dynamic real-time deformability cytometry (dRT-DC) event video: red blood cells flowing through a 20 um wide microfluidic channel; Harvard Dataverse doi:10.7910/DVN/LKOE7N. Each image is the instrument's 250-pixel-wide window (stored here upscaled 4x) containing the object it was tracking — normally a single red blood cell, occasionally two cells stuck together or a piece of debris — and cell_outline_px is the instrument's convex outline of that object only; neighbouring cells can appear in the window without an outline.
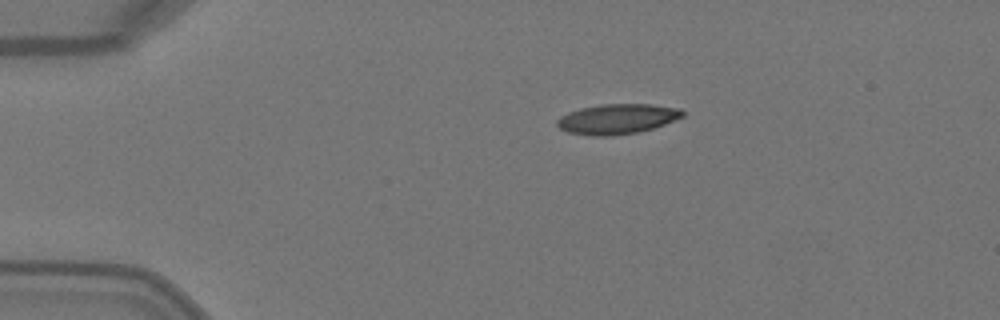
{"species": "Egyptian fruit bat (a non-hibernating species)", "species_latin": "Rousettus aegyptiacus", "temperature_condition": "warm", "stored_images_in_passage": 4, "camera_frame_rate_fps": 3000, "um_per_image_px": 0.085, "animal": {"sex": "female"}, "frame": {"image": 1, "passage_image": 1, "time_ms": 0.0, "image_size_px": [1000, 320], "cell_outline_px": [[684, 116], [664, 124], [652, 128], [636, 132], [612, 136], [592, 136], [568, 132], [560, 128], [556, 124], [556, 120], [560, 116], [568, 112], [580, 108], [604, 104], [652, 104], [680, 108], [684, 112]], "centroid_in_image_um": [52.45, 10.11], "position_along_channel_um": 32.6, "area_um2": 21.96}}
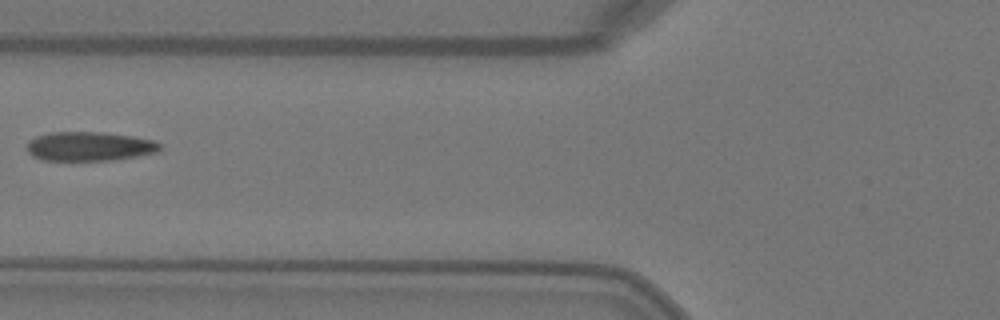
{"frame": {"image": 2, "passage_image": 4, "time_ms": 1.0, "image_size_px": [1000, 320], "cell_outline_px": [[164, 148], [156, 152], [136, 156], [112, 160], [40, 160], [32, 156], [28, 152], [28, 140], [36, 136], [48, 132], [100, 132], [136, 136], [152, 140], [160, 144]], "centroid_in_image_um": [7.59, 12.43], "position_along_channel_um": 118.2, "area_um2": 22.72}}